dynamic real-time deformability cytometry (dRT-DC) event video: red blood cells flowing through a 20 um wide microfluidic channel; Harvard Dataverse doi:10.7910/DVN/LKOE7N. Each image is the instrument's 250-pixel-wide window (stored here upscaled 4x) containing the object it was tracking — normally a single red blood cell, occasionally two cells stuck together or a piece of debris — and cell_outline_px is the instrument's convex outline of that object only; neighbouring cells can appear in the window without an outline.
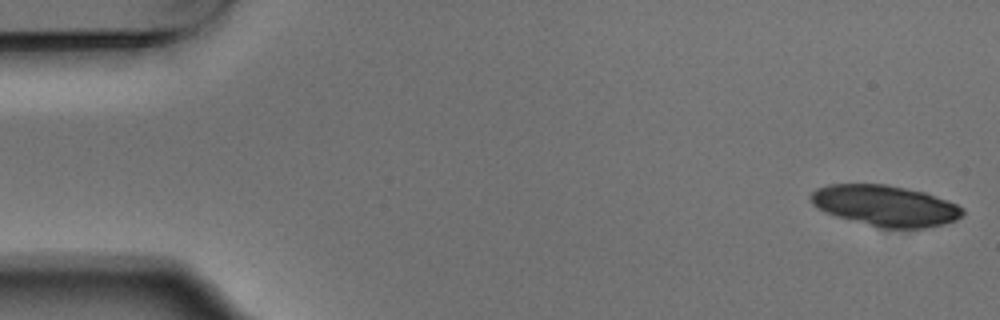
{"species": "Egyptian fruit bat (a non-hibernating species)", "species_latin": "Rousettus aegyptiacus", "temperature_condition": "warm", "stored_images_in_passage": 4, "camera_frame_rate_fps": 3000, "um_per_image_px": 0.085, "animal": {"sex": "male"}, "frame": {"image": 1, "passage_image": 1, "time_ms": 0.0, "image_size_px": [1000, 320], "cell_outline_px": [[964, 212], [956, 220], [924, 228], [884, 228], [836, 216], [824, 212], [812, 204], [812, 192], [816, 188], [828, 184], [884, 184], [924, 192], [956, 204], [964, 208]], "centroid_in_image_um": [75.23, 17.48], "position_along_channel_um": 9.8, "area_um2": 35.66}}